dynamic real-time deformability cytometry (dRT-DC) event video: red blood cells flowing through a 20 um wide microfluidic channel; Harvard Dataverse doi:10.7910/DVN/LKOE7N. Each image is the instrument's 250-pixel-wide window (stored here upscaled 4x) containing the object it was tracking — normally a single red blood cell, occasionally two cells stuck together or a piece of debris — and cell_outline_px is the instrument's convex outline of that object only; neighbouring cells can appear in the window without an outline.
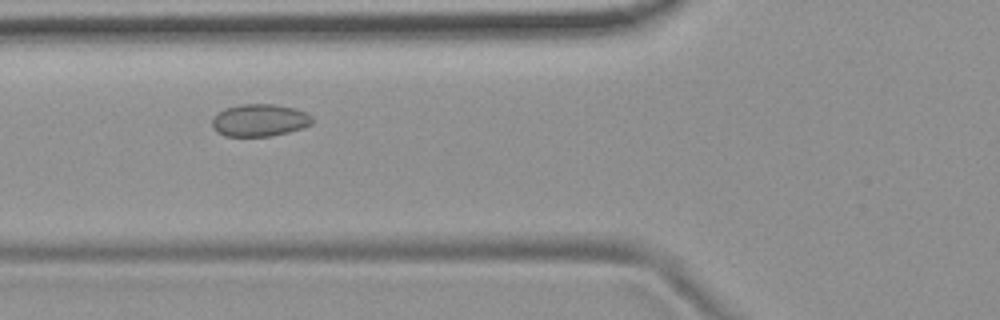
{"species": "common noctule bat (a hibernating species)", "species_latin": "Nyctalus noctula", "temperature_condition": "room temperature", "stored_images_in_passage": 48, "camera_frame_rate_fps": 3000, "um_per_image_px": 0.085, "animal": {"sex": "female", "body_mass_g": 19.9}, "frame": {"image": 1, "passage_image": 14, "time_ms": 4.333, "image_size_px": [1000, 320], "cell_outline_px": [[312, 124], [288, 132], [272, 136], [224, 136], [216, 132], [212, 128], [212, 116], [224, 108], [240, 104], [272, 104], [296, 108], [312, 116]], "centroid_in_image_um": [22.01, 10.22], "position_along_channel_um": 103.8, "area_um2": 19.02}}
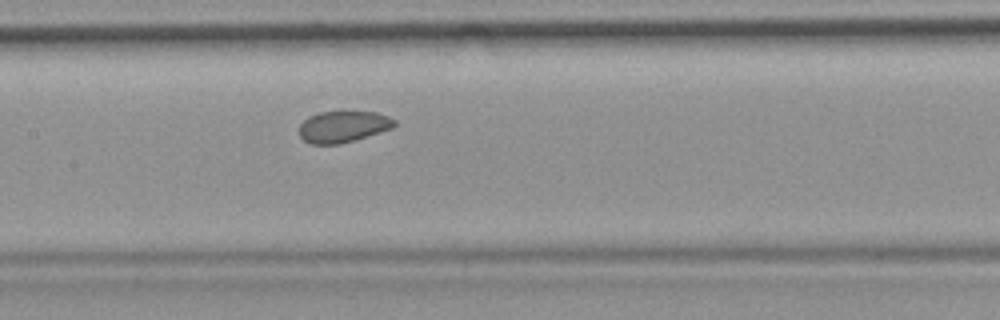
{"frame": {"image": 2, "passage_image": 20, "time_ms": 6.333, "image_size_px": [1000, 320], "cell_outline_px": [[396, 124], [392, 128], [380, 132], [340, 144], [308, 144], [300, 136], [300, 124], [308, 116], [320, 112], [376, 112], [388, 116], [396, 120]], "centroid_in_image_um": [29.15, 10.77], "position_along_channel_um": 178.2, "area_um2": 17.34}}
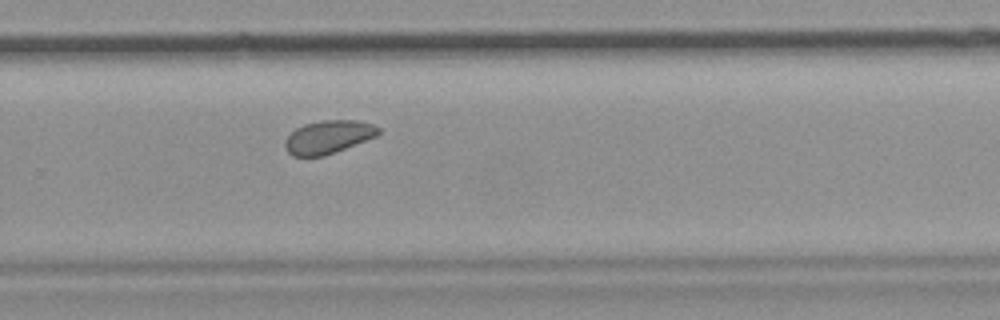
{"frame": {"image": 3, "passage_image": 30, "time_ms": 9.667, "image_size_px": [1000, 320], "cell_outline_px": [[380, 132], [376, 136], [324, 156], [292, 156], [288, 152], [284, 144], [284, 140], [296, 128], [304, 124], [320, 120], [356, 120], [372, 124], [380, 128]], "centroid_in_image_um": [27.88, 11.63], "position_along_channel_um": 301.9, "area_um2": 17.92}, "authors_computed_cell_mechanics": {"area_um2": 18.9584, "velocity_mm_per_s": 3.7221, "shape_relaxation_time_tau1_ms": null, "shape_relaxation_time_tau2_ms": 2.1931, "deformation_change_tau1": null, "deformation_change_tau2": 0.0507}}